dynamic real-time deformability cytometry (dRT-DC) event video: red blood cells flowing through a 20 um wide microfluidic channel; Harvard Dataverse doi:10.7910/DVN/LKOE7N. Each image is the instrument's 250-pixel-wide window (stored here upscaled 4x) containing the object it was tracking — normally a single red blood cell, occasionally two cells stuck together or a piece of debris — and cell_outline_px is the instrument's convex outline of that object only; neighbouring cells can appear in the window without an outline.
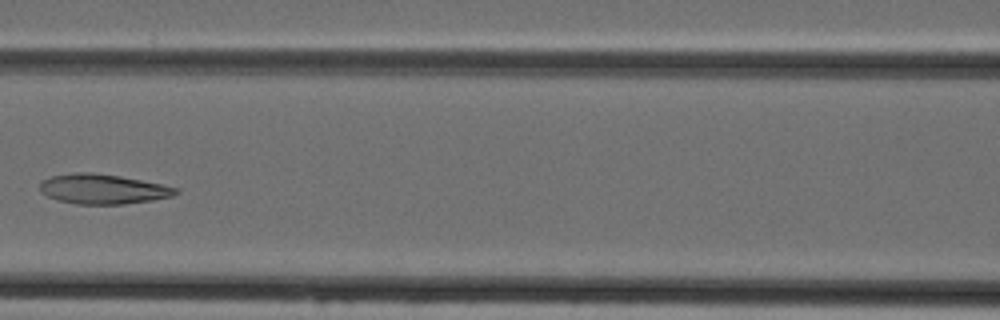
{"species": "Egyptian fruit bat (a non-hibernating species)", "species_latin": "Rousettus aegyptiacus", "temperature_condition": "cold", "stored_images_in_passage": 5, "camera_frame_rate_fps": 3000, "um_per_image_px": 0.085, "animal": {"sex": "female"}, "frame": {"image": 1, "passage_image": 5, "time_ms": 4.667, "image_size_px": [1000, 320], "cell_outline_px": [[180, 192], [172, 196], [152, 200], [124, 204], [76, 204], [56, 200], [40, 192], [40, 184], [44, 180], [52, 176], [76, 172], [92, 172], [120, 176], [180, 188]], "centroid_in_image_um": [8.75, 16.07], "position_along_channel_um": 157.8, "area_um2": 23.58}}